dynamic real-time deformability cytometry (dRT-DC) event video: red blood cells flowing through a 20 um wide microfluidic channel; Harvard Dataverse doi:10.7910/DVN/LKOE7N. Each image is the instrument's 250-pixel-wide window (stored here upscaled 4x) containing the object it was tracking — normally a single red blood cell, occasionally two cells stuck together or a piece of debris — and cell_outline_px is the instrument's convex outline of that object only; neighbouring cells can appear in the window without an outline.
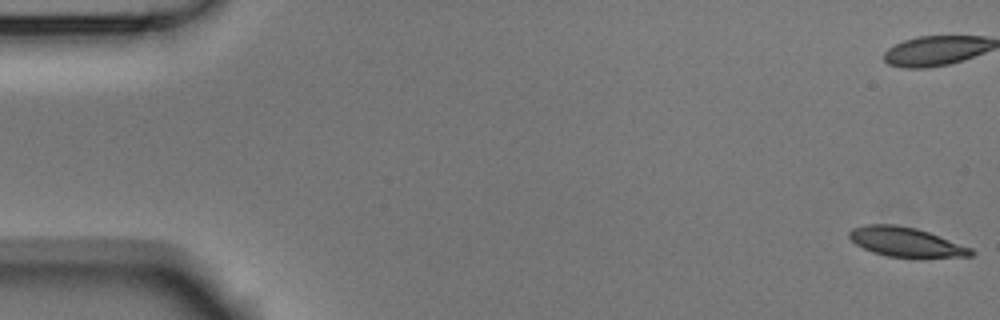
{"species": "Egyptian fruit bat (a non-hibernating species)", "species_latin": "Rousettus aegyptiacus", "temperature_condition": "room temperature", "stored_images_in_passage": 54, "camera_frame_rate_fps": 3000, "um_per_image_px": 0.085, "animal": {"sex": "male"}, "frame": {"image": 1, "passage_image": 1, "time_ms": 0.0, "image_size_px": [1000, 320], "cell_outline_px": [[976, 252], [972, 256], [920, 260], [888, 256], [872, 252], [856, 244], [848, 236], [848, 232], [852, 228], [864, 224], [896, 224], [916, 228], [928, 232], [972, 248]], "centroid_in_image_um": [77.05, 20.61], "position_along_channel_um": 7.9, "area_um2": 21.68}, "authors_computed_cell_mechanics": {"area_um2": 21.9351, "velocity_mm_per_s": 3.753, "shape_relaxation_time_tau1_ms": 2.4529, "shape_relaxation_time_tau2_ms": 3.296, "deformation_change_tau1": 0.1328, "deformation_change_tau2": 0.1092}}